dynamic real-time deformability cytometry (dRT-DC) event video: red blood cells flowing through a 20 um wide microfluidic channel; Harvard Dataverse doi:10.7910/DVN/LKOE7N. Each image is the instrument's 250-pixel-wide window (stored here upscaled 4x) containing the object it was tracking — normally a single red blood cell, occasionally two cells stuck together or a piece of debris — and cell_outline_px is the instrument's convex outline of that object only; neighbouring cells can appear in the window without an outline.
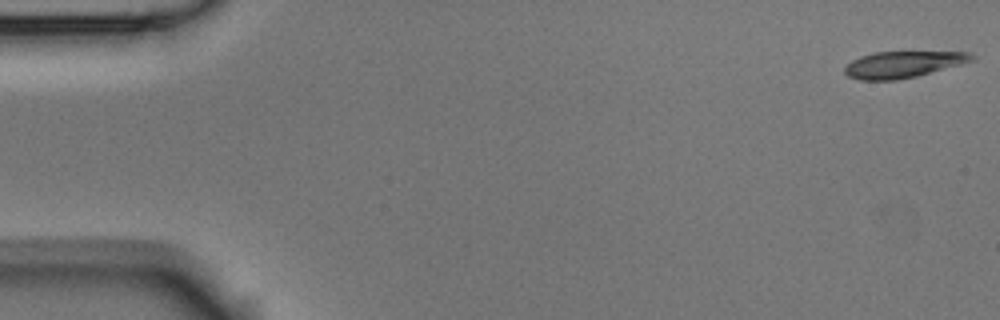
{"species": "Egyptian fruit bat (a non-hibernating species)", "species_latin": "Rousettus aegyptiacus", "temperature_condition": "room temperature", "stored_images_in_passage": 54, "camera_frame_rate_fps": 3000, "um_per_image_px": 0.085, "animal": {"sex": "male"}, "frame": {"image": 1, "passage_image": 1, "time_ms": 0.0, "image_size_px": [1000, 320], "cell_outline_px": [[976, 60], [916, 76], [896, 80], [860, 80], [848, 76], [844, 72], [844, 68], [852, 60], [860, 56], [876, 52], [968, 52], [976, 56]], "centroid_in_image_um": [76.76, 5.47], "position_along_channel_um": 8.2, "area_um2": 19.48}}
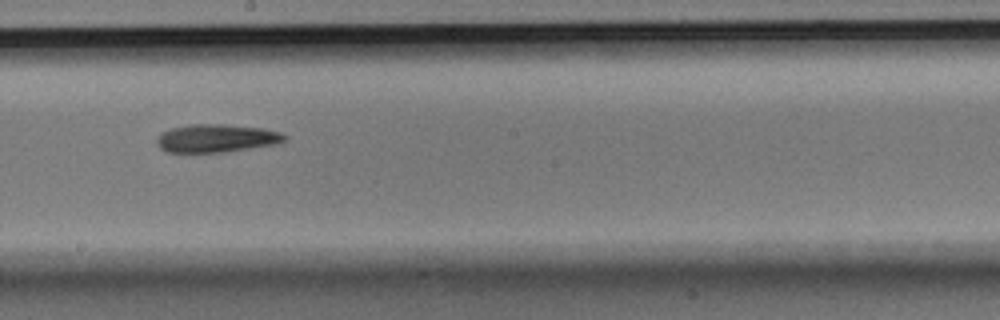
{"frame": {"image": 2, "passage_image": 31, "time_ms": 10.0, "image_size_px": [1000, 320], "cell_outline_px": [[288, 136], [284, 140], [272, 144], [252, 148], [224, 152], [168, 152], [160, 148], [156, 144], [156, 136], [160, 132], [172, 128], [192, 124], [224, 124], [264, 128], [280, 132]], "centroid_in_image_um": [18.35, 11.74], "position_along_channel_um": 229.9, "area_um2": 20.92}}
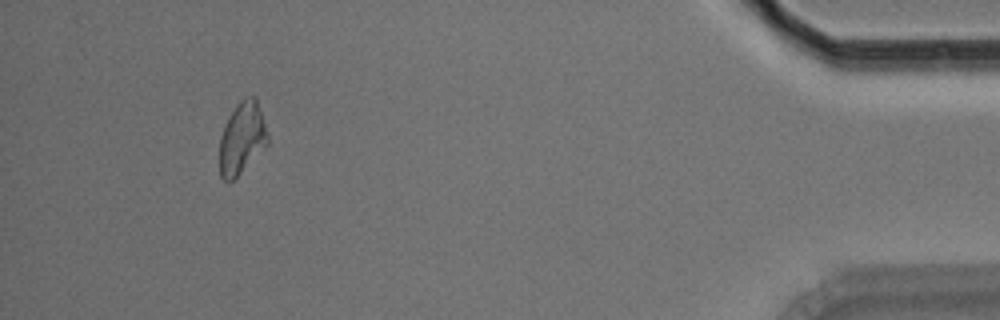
{"frame": {"image": 3, "passage_image": 52, "time_ms": 17.0, "image_size_px": [1000, 320], "cell_outline_px": [[268, 144], [228, 184], [220, 176], [220, 136], [224, 124], [228, 116], [236, 104], [244, 96], [256, 96], [268, 136]], "centroid_in_image_um": [20.55, 11.71], "position_along_channel_um": 414.7, "area_um2": 20.06}}